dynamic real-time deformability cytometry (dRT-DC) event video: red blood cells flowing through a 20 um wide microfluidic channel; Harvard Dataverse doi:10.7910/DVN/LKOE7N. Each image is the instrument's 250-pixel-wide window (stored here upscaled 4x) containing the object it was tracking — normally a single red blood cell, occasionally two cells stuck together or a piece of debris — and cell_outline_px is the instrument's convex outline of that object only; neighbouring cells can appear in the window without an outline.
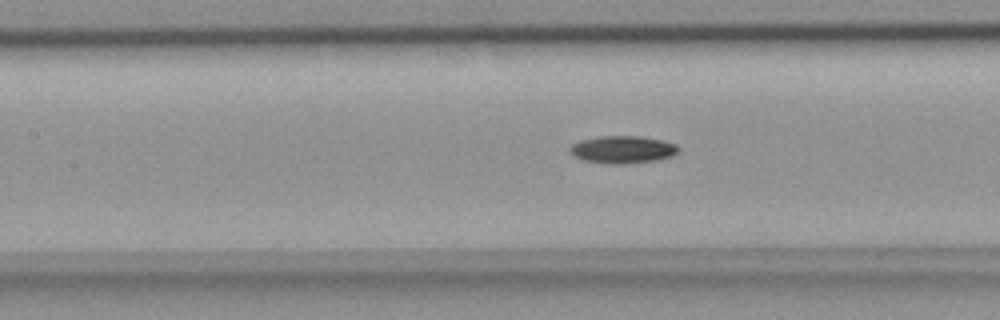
{"species": "common noctule bat (a hibernating species)", "species_latin": "Nyctalus noctula", "temperature_condition": "room temperature", "stored_images_in_passage": 47, "camera_frame_rate_fps": 3000, "um_per_image_px": 0.085, "animal": {"sex": "female", "body_mass_g": 18.4}, "frame": {"image": 1, "passage_image": 23, "time_ms": 7.333, "image_size_px": [1000, 320], "cell_outline_px": [[680, 152], [672, 156], [652, 160], [624, 164], [612, 164], [584, 160], [568, 152], [568, 148], [572, 144], [580, 140], [596, 136], [640, 136], [664, 140], [676, 144], [680, 148]], "centroid_in_image_um": [52.93, 12.69], "position_along_channel_um": 154.5, "area_um2": 17.46}}
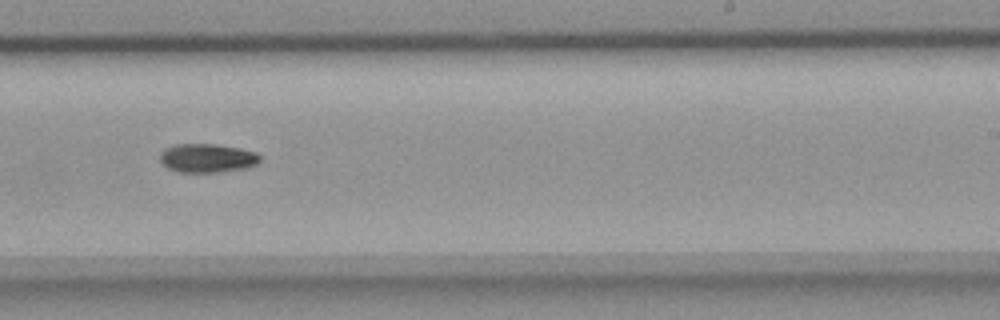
{"frame": {"image": 2, "passage_image": 32, "time_ms": 10.333, "image_size_px": [1000, 320], "cell_outline_px": [[260, 160], [256, 164], [248, 168], [220, 172], [180, 172], [168, 168], [160, 160], [160, 152], [164, 148], [176, 144], [216, 144], [240, 148], [256, 152], [260, 156]], "centroid_in_image_um": [17.62, 13.43], "position_along_channel_um": 271.4, "area_um2": 16.88}}
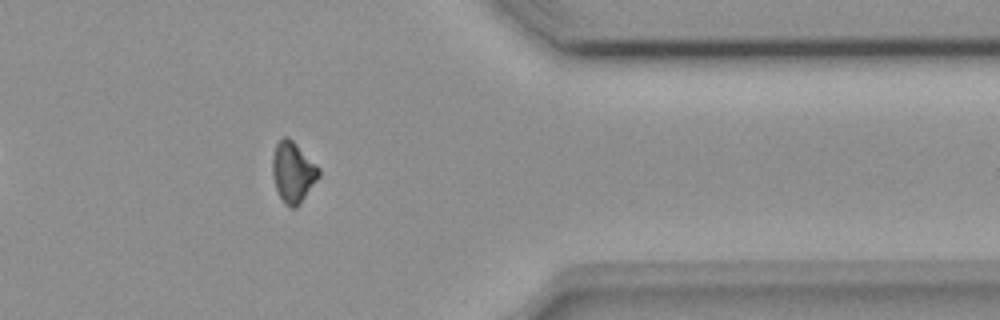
{"frame": {"image": 3, "passage_image": 42, "time_ms": 13.667, "image_size_px": [1000, 320], "cell_outline_px": [[320, 176], [300, 204], [296, 208], [292, 208], [280, 196], [276, 188], [272, 176], [272, 156], [276, 144], [284, 136], [288, 136], [320, 168]], "centroid_in_image_um": [24.91, 14.61], "position_along_channel_um": 386.5, "area_um2": 16.24}}